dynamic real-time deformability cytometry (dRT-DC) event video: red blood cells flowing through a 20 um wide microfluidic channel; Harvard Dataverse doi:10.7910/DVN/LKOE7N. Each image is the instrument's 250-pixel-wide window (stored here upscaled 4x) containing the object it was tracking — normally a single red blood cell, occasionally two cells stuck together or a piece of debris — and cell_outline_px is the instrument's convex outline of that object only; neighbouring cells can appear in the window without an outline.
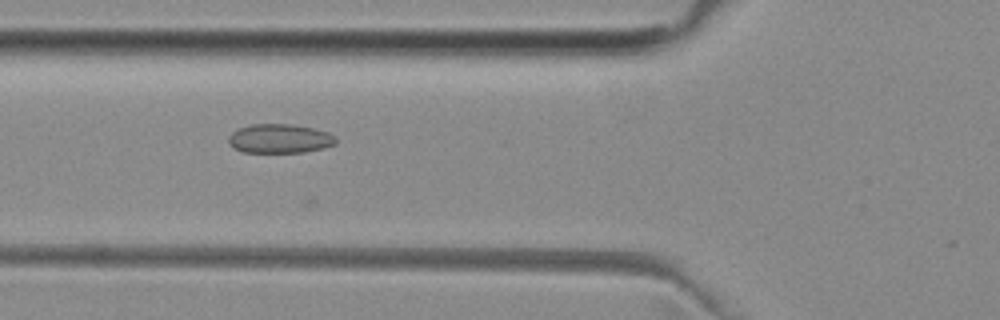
{"species": "common noctule bat (a hibernating species)", "species_latin": "Nyctalus noctula", "temperature_condition": "room temperature", "stored_images_in_passage": 10, "camera_frame_rate_fps": 3000, "um_per_image_px": 0.085, "animal": {"sex": "female", "body_mass_g": 29.2, "forearm_length_mm": 56.3}, "frame": {"image": 1, "passage_image": 6, "time_ms": 1.667, "image_size_px": [1000, 320], "cell_outline_px": [[336, 144], [324, 148], [304, 152], [240, 152], [232, 148], [228, 144], [228, 136], [232, 132], [240, 128], [252, 124], [292, 124], [312, 128], [328, 132], [336, 136]], "centroid_in_image_um": [23.76, 11.79], "position_along_channel_um": 102.0, "area_um2": 18.38}}
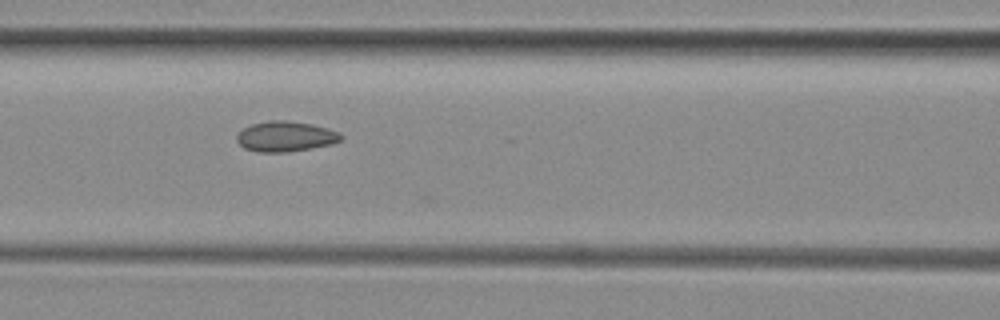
{"frame": {"image": 2, "passage_image": 9, "time_ms": 2.667, "image_size_px": [1000, 320], "cell_outline_px": [[344, 136], [340, 140], [332, 144], [312, 148], [284, 152], [260, 152], [244, 148], [236, 140], [236, 136], [244, 128], [252, 124], [268, 120], [284, 120], [312, 124], [328, 128], [340, 132]], "centroid_in_image_um": [24.29, 11.59], "position_along_channel_um": 142.3, "area_um2": 18.38}}